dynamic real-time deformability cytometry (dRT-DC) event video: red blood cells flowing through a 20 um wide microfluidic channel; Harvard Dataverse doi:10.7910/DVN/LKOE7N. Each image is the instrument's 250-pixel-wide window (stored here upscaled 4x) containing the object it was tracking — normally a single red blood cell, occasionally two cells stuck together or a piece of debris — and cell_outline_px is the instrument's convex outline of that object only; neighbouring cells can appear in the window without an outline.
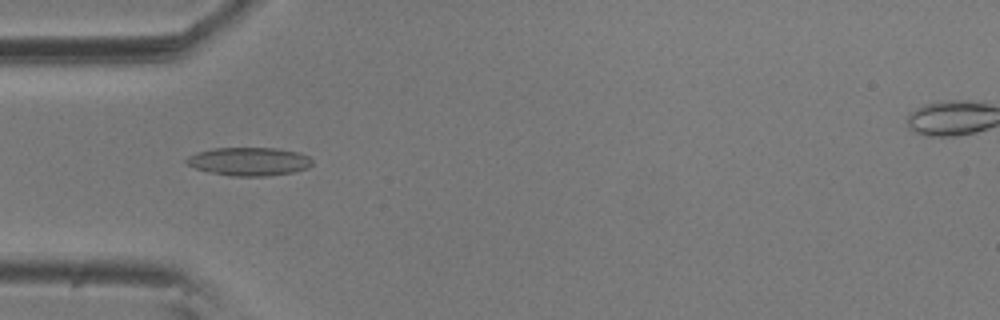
{"species": "common noctule bat (a hibernating species)", "species_latin": "Nyctalus noctula", "temperature_condition": "room temperature", "stored_images_in_passage": 5, "camera_frame_rate_fps": 3000, "um_per_image_px": 0.085, "animal": {"sex": "male", "body_mass_g": 20.5, "forearm_length_mm": 52.5}, "frame": {"image": 1, "passage_image": 4, "time_ms": 1.0, "image_size_px": [1000, 320], "cell_outline_px": [[312, 164], [308, 168], [292, 172], [268, 176], [232, 176], [208, 172], [184, 164], [184, 160], [188, 156], [196, 152], [212, 148], [276, 148], [300, 152], [308, 156], [312, 160]], "centroid_in_image_um": [21.14, 13.72], "position_along_channel_um": 63.9, "area_um2": 20.98}}
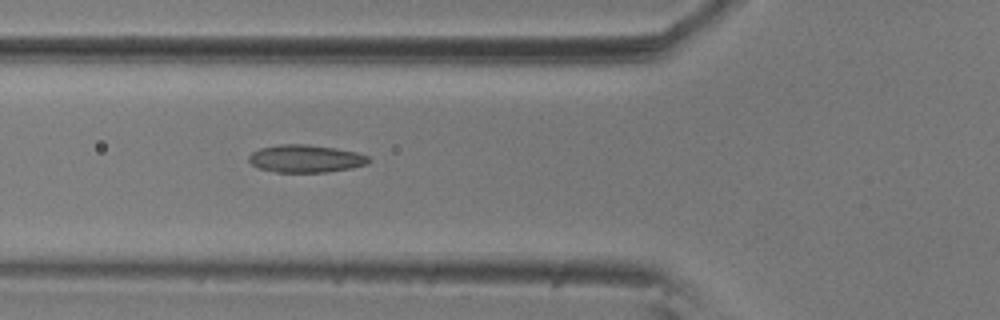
{"frame": {"image": 2, "passage_image": 5, "time_ms": 1.333, "image_size_px": [1000, 320], "cell_outline_px": [[372, 160], [368, 164], [352, 168], [324, 172], [276, 172], [260, 168], [252, 164], [248, 160], [248, 156], [252, 152], [260, 148], [280, 144], [308, 144], [336, 148], [356, 152], [368, 156]], "centroid_in_image_um": [26.0, 13.48], "position_along_channel_um": 99.8, "area_um2": 19.36}}